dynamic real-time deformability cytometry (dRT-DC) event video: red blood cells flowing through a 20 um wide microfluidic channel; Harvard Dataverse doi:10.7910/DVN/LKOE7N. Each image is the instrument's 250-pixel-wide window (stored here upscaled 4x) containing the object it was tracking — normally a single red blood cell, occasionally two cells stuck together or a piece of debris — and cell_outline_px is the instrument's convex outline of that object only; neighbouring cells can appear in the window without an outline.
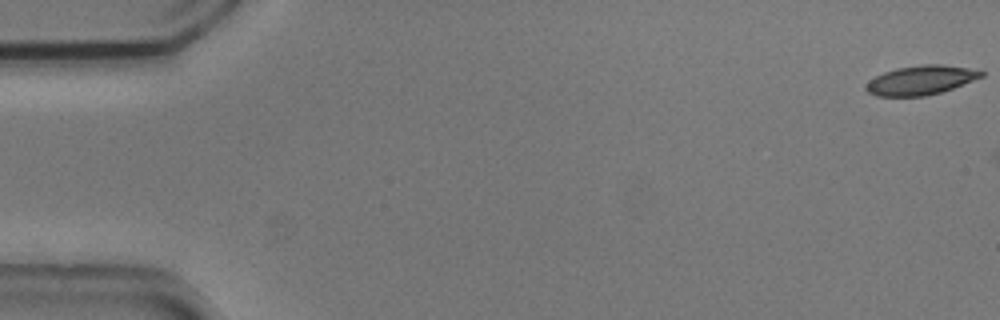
{"species": "common noctule bat (a hibernating species)", "species_latin": "Nyctalus noctula", "temperature_condition": "cold", "stored_images_in_passage": 2, "camera_frame_rate_fps": 3000, "um_per_image_px": 0.085, "animal": {"sex": "male", "body_mass_g": 20.5, "forearm_length_mm": 52.5}, "frame": {"image": 1, "passage_image": 1, "time_ms": 0.0, "image_size_px": [1000, 320], "cell_outline_px": [[984, 76], [952, 88], [940, 92], [924, 96], [876, 96], [868, 92], [864, 88], [868, 80], [884, 72], [896, 68], [924, 64], [940, 64], [968, 68], [984, 72]], "centroid_in_image_um": [78.23, 6.81], "position_along_channel_um": 6.8, "area_um2": 19.48}}